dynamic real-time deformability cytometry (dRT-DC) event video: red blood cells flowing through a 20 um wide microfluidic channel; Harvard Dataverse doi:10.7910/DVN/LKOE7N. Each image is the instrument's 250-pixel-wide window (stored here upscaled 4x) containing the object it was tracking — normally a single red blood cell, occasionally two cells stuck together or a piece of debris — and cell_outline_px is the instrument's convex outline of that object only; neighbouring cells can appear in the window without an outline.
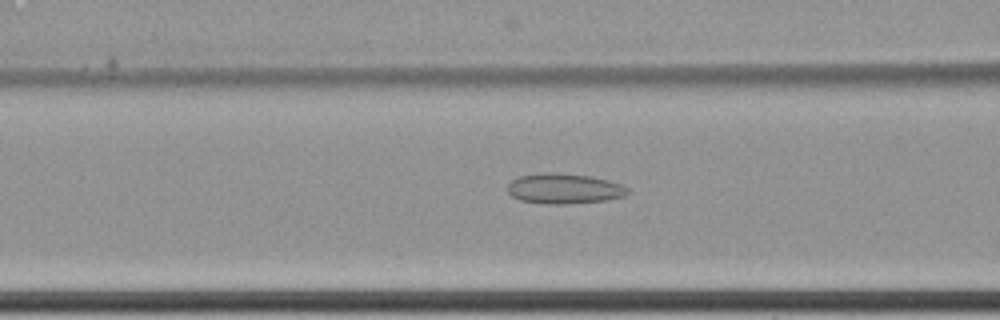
{"species": "common noctule bat (a hibernating species)", "species_latin": "Nyctalus noctula", "temperature_condition": "cold", "stored_images_in_passage": 64, "camera_frame_rate_fps": 3000, "um_per_image_px": 0.085, "animal": {"sex": "female", "body_mass_g": 22.7, "forearm_length_mm": 54.2}, "frame": {"image": 1, "passage_image": 29, "time_ms": 9.333, "image_size_px": [1000, 320], "cell_outline_px": [[628, 192], [624, 196], [608, 200], [564, 204], [544, 204], [520, 200], [512, 196], [508, 192], [508, 184], [512, 180], [520, 176], [544, 172], [552, 172], [592, 176], [608, 180], [620, 184], [628, 188]], "centroid_in_image_um": [47.94, 16.03], "position_along_channel_um": 118.7, "area_um2": 21.21}}
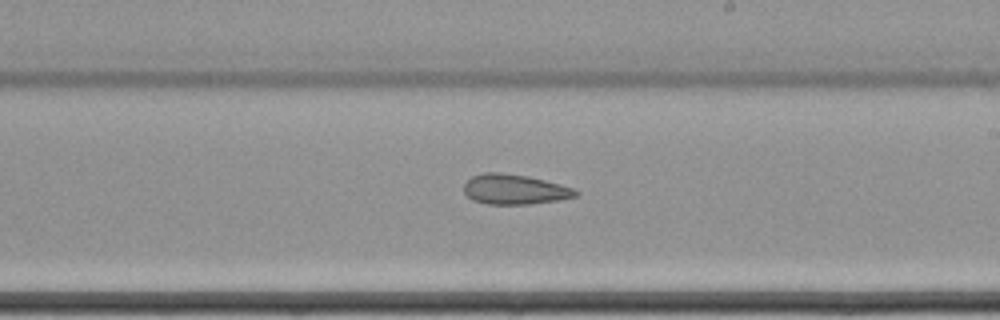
{"frame": {"image": 2, "passage_image": 40, "time_ms": 13.0, "image_size_px": [1000, 320], "cell_outline_px": [[580, 196], [560, 200], [532, 204], [488, 204], [472, 200], [464, 192], [464, 184], [472, 176], [484, 172], [500, 172], [524, 176], [544, 180], [560, 184], [572, 188], [580, 192]], "centroid_in_image_um": [43.76, 16.11], "position_along_channel_um": 245.2, "area_um2": 19.59}}
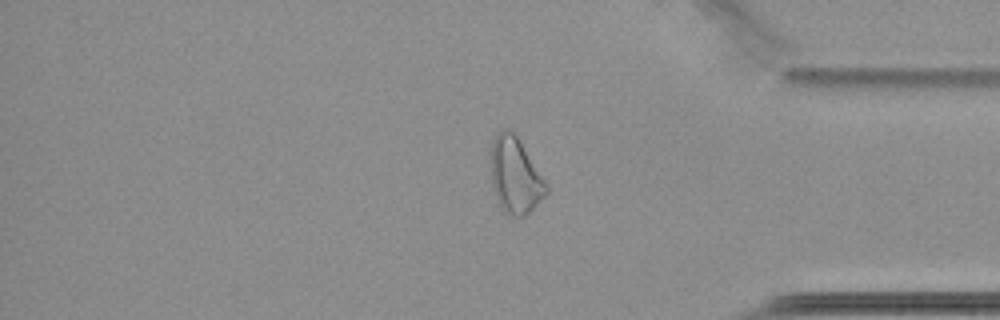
{"frame": {"image": 3, "passage_image": 54, "time_ms": 17.667, "image_size_px": [1000, 320], "cell_outline_px": [[548, 192], [524, 216], [512, 216], [500, 204], [492, 184], [492, 140], [496, 132], [504, 128], [512, 132], [516, 136], [548, 184]], "centroid_in_image_um": [43.81, 14.89], "position_along_channel_um": 391.4, "area_um2": 23.7}, "authors_computed_cell_mechanics": {"area_um2": 24.6517, "velocity_mm_per_s": 3.4572, "shape_relaxation_time_tau1_ms": null, "shape_relaxation_time_tau2_ms": 8.0122, "deformation_change_tau1": null, "deformation_change_tau2": 0.167}}